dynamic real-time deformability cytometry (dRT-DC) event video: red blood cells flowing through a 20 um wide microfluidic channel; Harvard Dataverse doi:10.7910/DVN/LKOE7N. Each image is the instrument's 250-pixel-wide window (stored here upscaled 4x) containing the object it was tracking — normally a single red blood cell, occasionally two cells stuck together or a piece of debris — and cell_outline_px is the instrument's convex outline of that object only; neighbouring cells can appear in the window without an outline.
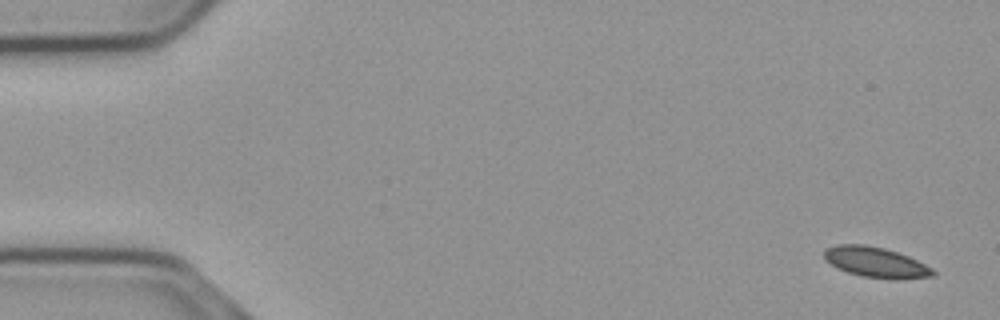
{"species": "common noctule bat (a hibernating species)", "species_latin": "Nyctalus noctula", "temperature_condition": "cold", "stored_images_in_passage": 56, "segment_of_instrument_passage": [1, 2], "camera_frame_rate_fps": 3000, "um_per_image_px": 0.085, "animal": {"sex": "male", "body_mass_g": 23.1, "forearm_length_mm": 52.7}, "frame": {"image": 1, "passage_image": 1, "time_ms": 0.0, "image_size_px": [1000, 320], "cell_outline_px": [[936, 276], [900, 280], [896, 280], [860, 276], [836, 268], [824, 260], [824, 252], [828, 248], [836, 244], [864, 244], [884, 248], [908, 256], [932, 268], [936, 272]], "centroid_in_image_um": [74.45, 22.31], "position_along_channel_um": 10.6, "area_um2": 19.48}}
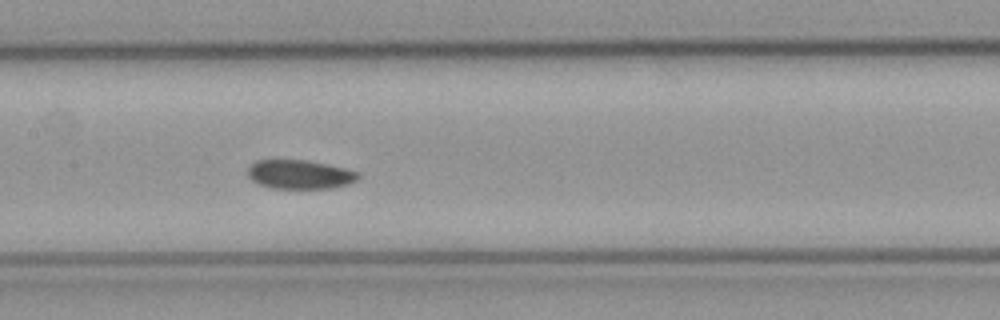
{"frame": {"image": 2, "passage_image": 26, "time_ms": 8.333, "image_size_px": [1000, 320], "cell_outline_px": [[360, 176], [356, 180], [348, 184], [328, 188], [272, 188], [260, 184], [252, 180], [248, 176], [248, 168], [256, 160], [308, 160], [328, 164], [360, 172]], "centroid_in_image_um": [25.49, 14.82], "position_along_channel_um": 181.9, "area_um2": 18.55}}
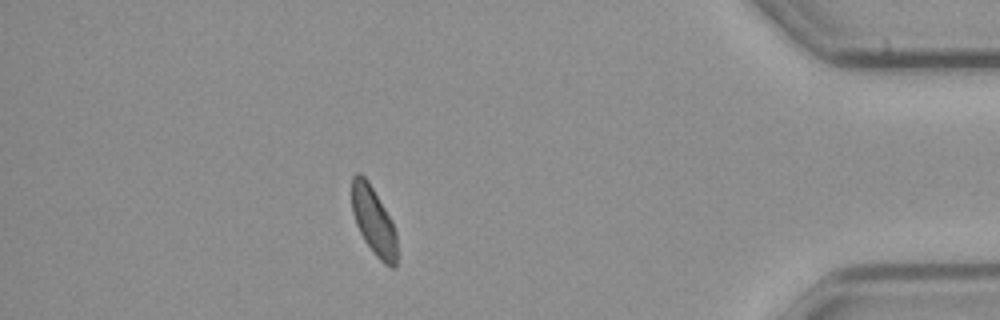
{"frame": {"image": 3, "passage_image": 48, "time_ms": 15.667, "image_size_px": [1000, 320], "cell_outline_px": [[396, 268], [392, 268], [384, 264], [376, 256], [364, 240], [356, 224], [352, 212], [352, 176], [356, 172], [360, 172], [368, 180], [392, 220], [396, 232]], "centroid_in_image_um": [31.75, 18.77], "position_along_channel_um": 403.4, "area_um2": 17.98}}